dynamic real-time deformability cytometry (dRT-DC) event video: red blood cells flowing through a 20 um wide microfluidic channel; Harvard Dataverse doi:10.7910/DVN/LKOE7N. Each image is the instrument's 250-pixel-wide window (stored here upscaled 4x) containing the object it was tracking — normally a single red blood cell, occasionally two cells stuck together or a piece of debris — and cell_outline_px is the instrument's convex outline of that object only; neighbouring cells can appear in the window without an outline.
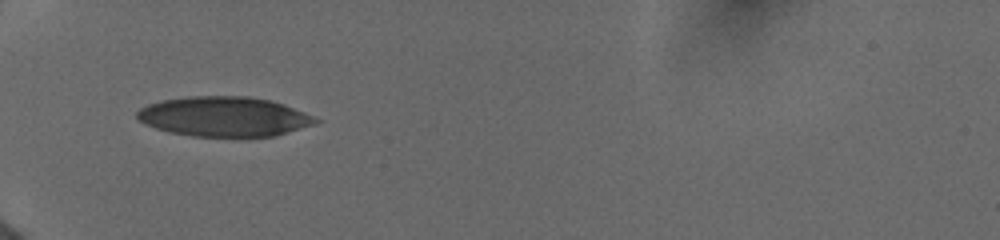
{"species": "human", "species_latin": "Homo sapiens", "temperature_condition": "cold", "stored_images_in_passage": 33, "camera_frame_rate_fps": 3000, "um_per_image_px": 0.085, "donor": {"sex": "female"}, "frame": {"image": 1, "passage_image": 1, "time_ms": 0.0, "image_size_px": [1000, 240], "cell_outline_px": [[324, 120], [316, 124], [276, 136], [192, 136], [168, 132], [144, 124], [136, 116], [136, 112], [140, 108], [148, 104], [164, 100], [188, 96], [248, 96], [272, 100], [284, 104]], "centroid_in_image_um": [19.09, 9.91], "position_along_channel_um": 65.9, "area_um2": 41.62}}
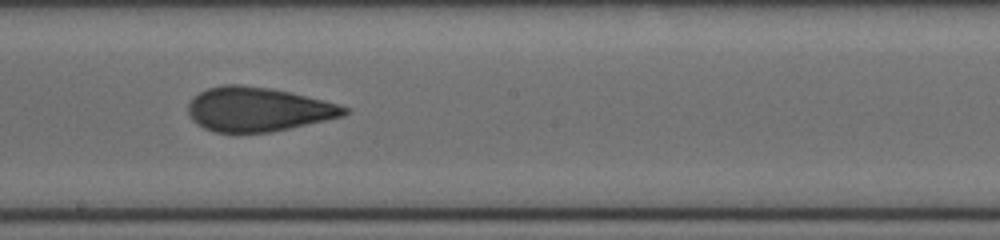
{"frame": {"image": 2, "passage_image": 19, "time_ms": 4.333, "image_size_px": [1000, 240], "cell_outline_px": [[348, 112], [344, 116], [272, 132], [212, 132], [204, 128], [192, 120], [188, 116], [188, 104], [192, 96], [208, 88], [224, 84], [240, 84], [272, 88], [336, 104], [348, 108]], "centroid_in_image_um": [21.86, 9.29], "position_along_channel_um": 226.3, "area_um2": 40.06}}
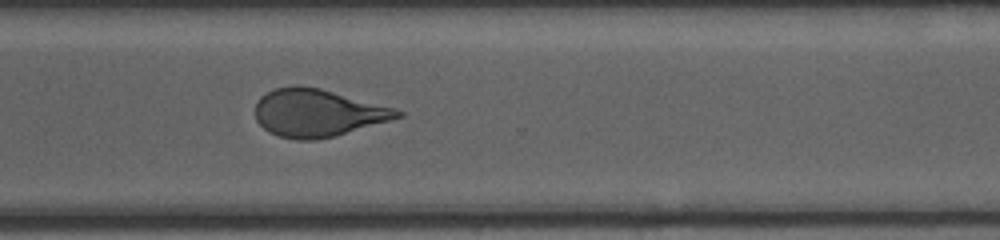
{"frame": {"image": 3, "passage_image": 32, "time_ms": 7.333, "image_size_px": [1000, 240], "cell_outline_px": [[404, 116], [332, 136], [316, 140], [296, 140], [280, 136], [268, 132], [256, 120], [256, 104], [260, 96], [276, 88], [296, 84], [300, 84], [320, 88], [392, 108], [404, 112]], "centroid_in_image_um": [26.94, 9.59], "position_along_channel_um": 343.7, "area_um2": 38.9}}